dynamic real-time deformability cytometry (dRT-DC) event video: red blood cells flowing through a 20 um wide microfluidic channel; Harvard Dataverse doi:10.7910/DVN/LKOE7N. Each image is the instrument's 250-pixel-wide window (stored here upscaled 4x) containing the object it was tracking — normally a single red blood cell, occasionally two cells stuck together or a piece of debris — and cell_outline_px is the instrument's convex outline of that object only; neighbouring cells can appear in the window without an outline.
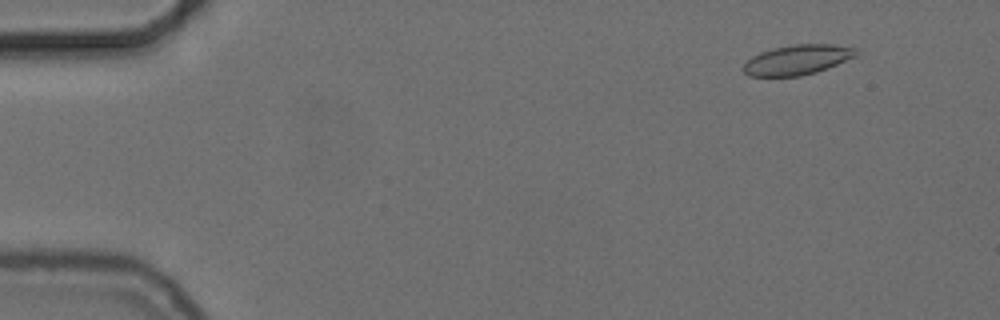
{"species": "common noctule bat (a hibernating species)", "species_latin": "Nyctalus noctula", "temperature_condition": "cold", "stored_images_in_passage": 51, "camera_frame_rate_fps": 3000, "um_per_image_px": 0.085, "animal": {"sex": "female", "body_mass_g": 24.6, "forearm_length_mm": 56.2}, "frame": {"image": 1, "passage_image": 1, "time_ms": 0.0, "image_size_px": [1000, 320], "cell_outline_px": [[860, 52], [856, 56], [828, 68], [816, 72], [800, 76], [748, 76], [740, 68], [752, 56], [760, 52], [772, 48], [796, 44], [832, 44], [856, 48]], "centroid_in_image_um": [67.77, 5.08], "position_along_channel_um": 17.2, "area_um2": 19.77}}
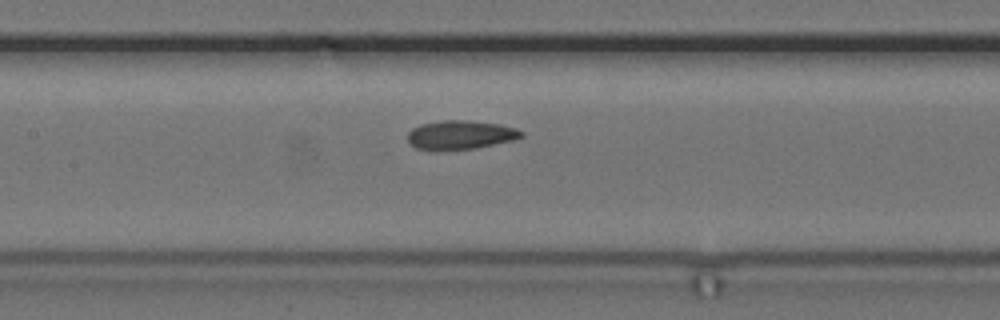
{"frame": {"image": 2, "passage_image": 22, "time_ms": 7.0, "image_size_px": [1000, 320], "cell_outline_px": [[524, 136], [516, 140], [476, 148], [436, 152], [416, 148], [408, 140], [408, 132], [412, 128], [420, 124], [444, 120], [468, 120], [500, 124], [516, 128], [524, 132]], "centroid_in_image_um": [39.15, 11.48], "position_along_channel_um": 168.2, "area_um2": 19.65}}
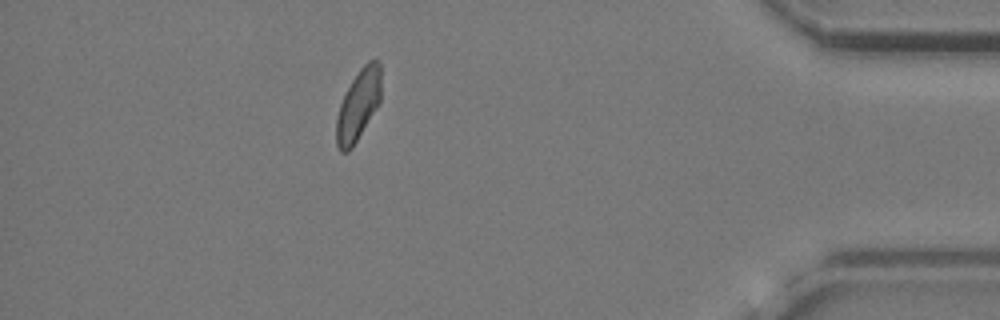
{"frame": {"image": 3, "passage_image": 45, "time_ms": 14.667, "image_size_px": [1000, 320], "cell_outline_px": [[380, 104], [352, 148], [348, 152], [340, 152], [336, 144], [336, 120], [340, 104], [352, 80], [360, 68], [368, 60], [380, 60]], "centroid_in_image_um": [30.46, 8.95], "position_along_channel_um": 404.7, "area_um2": 18.5}, "authors_computed_cell_mechanics": {"area_um2": 19.1896, "velocity_mm_per_s": 3.6892, "shape_relaxation_time_tau1_ms": 3.4051, "shape_relaxation_time_tau2_ms": 3.8381, "deformation_change_tau1": 0.0745, "deformation_change_tau2": 0.073}}